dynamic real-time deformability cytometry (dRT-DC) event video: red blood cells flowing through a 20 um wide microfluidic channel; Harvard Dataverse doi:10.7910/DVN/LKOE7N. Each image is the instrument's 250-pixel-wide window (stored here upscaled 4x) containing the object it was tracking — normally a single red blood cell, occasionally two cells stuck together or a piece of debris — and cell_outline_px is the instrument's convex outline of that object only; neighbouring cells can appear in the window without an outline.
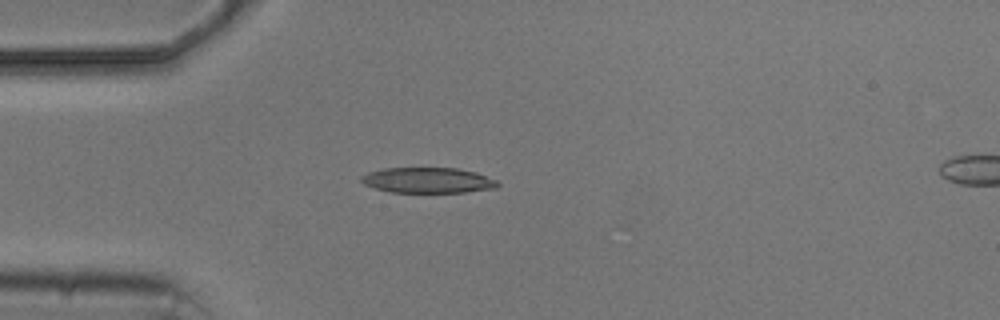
{"species": "common noctule bat (a hibernating species)", "species_latin": "Nyctalus noctula", "temperature_condition": "cold", "stored_images_in_passage": 4, "camera_frame_rate_fps": 3000, "um_per_image_px": 0.085, "animal": {"sex": "male", "body_mass_g": 20.5, "forearm_length_mm": 52.5}, "frame": {"image": 1, "passage_image": 3, "time_ms": 4.0, "image_size_px": [1000, 320], "cell_outline_px": [[500, 184], [496, 188], [464, 192], [392, 192], [376, 188], [364, 184], [360, 180], [360, 176], [368, 172], [384, 168], [456, 168], [476, 172], [496, 180]], "centroid_in_image_um": [36.36, 15.32], "position_along_channel_um": 48.6, "area_um2": 20.17}}